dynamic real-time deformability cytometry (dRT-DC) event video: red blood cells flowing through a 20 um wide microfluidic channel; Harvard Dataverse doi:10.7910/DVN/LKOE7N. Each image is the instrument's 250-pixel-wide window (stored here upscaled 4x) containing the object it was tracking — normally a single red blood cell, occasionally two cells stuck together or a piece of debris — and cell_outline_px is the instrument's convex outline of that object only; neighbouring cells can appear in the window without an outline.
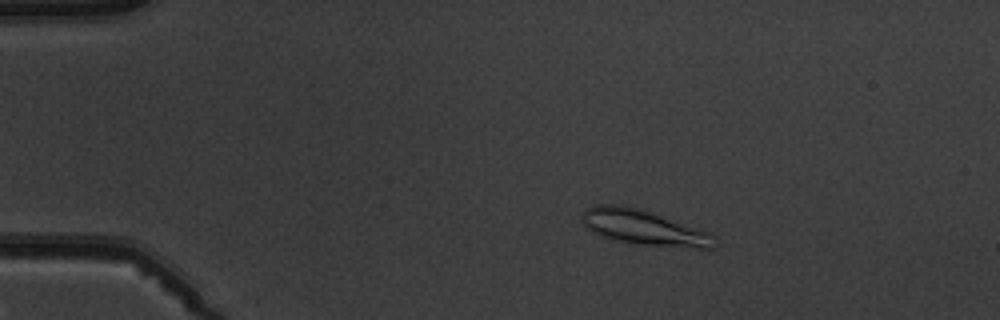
{"species": "common noctule bat (a hibernating species)", "species_latin": "Nyctalus noctula", "temperature_condition": "warm", "stored_images_in_passage": 5, "camera_frame_rate_fps": 3000, "um_per_image_px": 0.085, "animal": {"sex": "male", "body_mass_g": 19.5, "forearm_length_mm": 54.6}, "frame": {"image": 1, "passage_image": 3, "time_ms": 2.333, "image_size_px": [1000, 320], "cell_outline_px": [[716, 248], [700, 248], [636, 244], [612, 240], [596, 236], [584, 228], [584, 212], [592, 204], [620, 204], [640, 208], [712, 232], [716, 236]], "centroid_in_image_um": [54.74, 19.34], "position_along_channel_um": 30.3, "area_um2": 27.74}}